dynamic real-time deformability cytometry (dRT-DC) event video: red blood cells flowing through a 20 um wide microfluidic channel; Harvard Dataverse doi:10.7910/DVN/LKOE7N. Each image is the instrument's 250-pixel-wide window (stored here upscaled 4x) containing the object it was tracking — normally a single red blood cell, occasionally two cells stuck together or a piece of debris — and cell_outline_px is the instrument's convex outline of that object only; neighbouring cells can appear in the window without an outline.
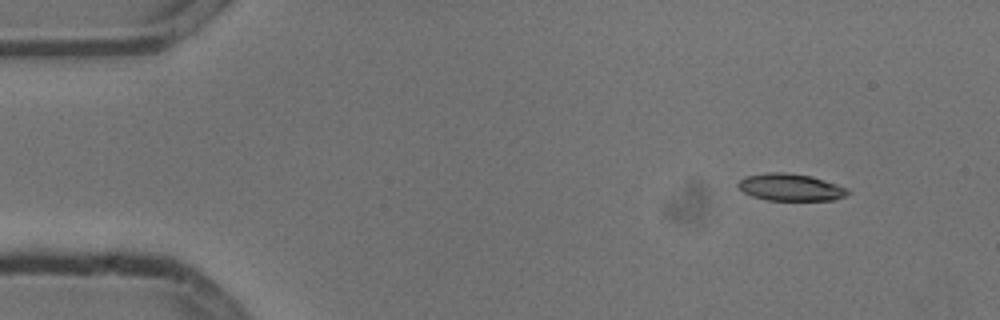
{"species": "common noctule bat (a hibernating species)", "species_latin": "Nyctalus noctula", "temperature_condition": "cold", "stored_images_in_passage": 8, "camera_frame_rate_fps": 3000, "um_per_image_px": 0.085, "animal": {"sex": "male", "body_mass_g": 13.3}, "frame": {"image": 1, "passage_image": 1, "time_ms": 0.0, "image_size_px": [1000, 320], "cell_outline_px": [[852, 192], [836, 200], [768, 200], [752, 196], [744, 192], [736, 184], [744, 176], [768, 172], [784, 172], [812, 176], [848, 188]], "centroid_in_image_um": [67.21, 15.91], "position_along_channel_um": 17.8, "area_um2": 17.4}}
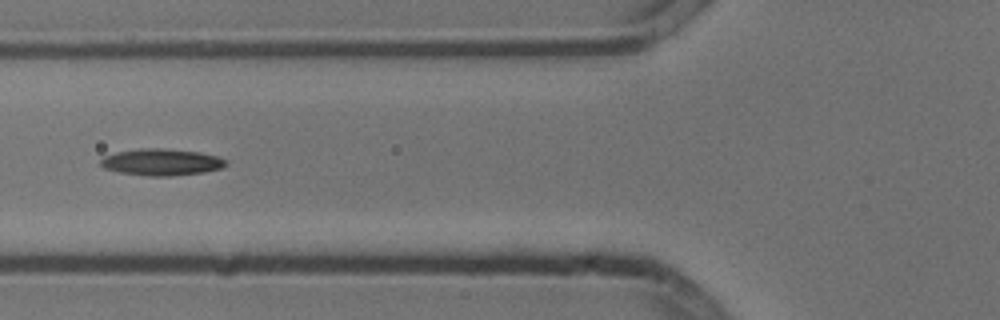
{"frame": {"image": 2, "passage_image": 5, "time_ms": 1.333, "image_size_px": [1000, 320], "cell_outline_px": [[228, 164], [220, 168], [204, 172], [172, 176], [148, 176], [120, 172], [104, 168], [100, 164], [100, 160], [104, 156], [116, 152], [140, 148], [160, 148], [200, 152], [216, 156], [228, 160]], "centroid_in_image_um": [13.73, 13.78], "position_along_channel_um": 112.1, "area_um2": 19.48}}
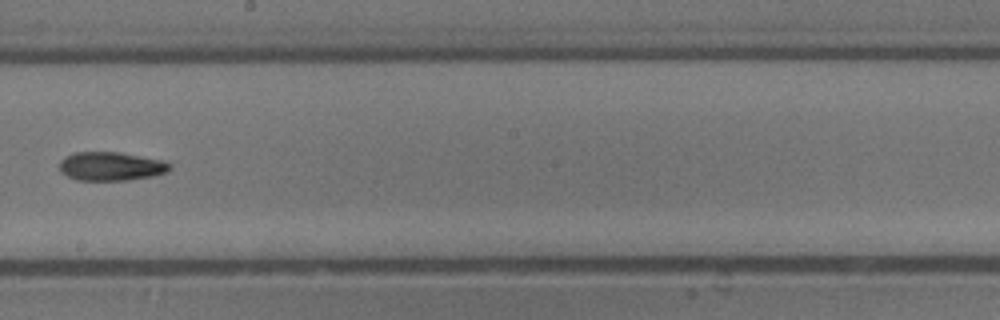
{"frame": {"image": 3, "passage_image": 8, "time_ms": 2.333, "image_size_px": [1000, 320], "cell_outline_px": [[172, 168], [168, 172], [152, 176], [128, 180], [76, 180], [60, 172], [60, 160], [64, 156], [72, 152], [120, 152], [164, 160], [172, 164]], "centroid_in_image_um": [9.45, 14.12], "position_along_channel_um": 238.8, "area_um2": 18.73}}